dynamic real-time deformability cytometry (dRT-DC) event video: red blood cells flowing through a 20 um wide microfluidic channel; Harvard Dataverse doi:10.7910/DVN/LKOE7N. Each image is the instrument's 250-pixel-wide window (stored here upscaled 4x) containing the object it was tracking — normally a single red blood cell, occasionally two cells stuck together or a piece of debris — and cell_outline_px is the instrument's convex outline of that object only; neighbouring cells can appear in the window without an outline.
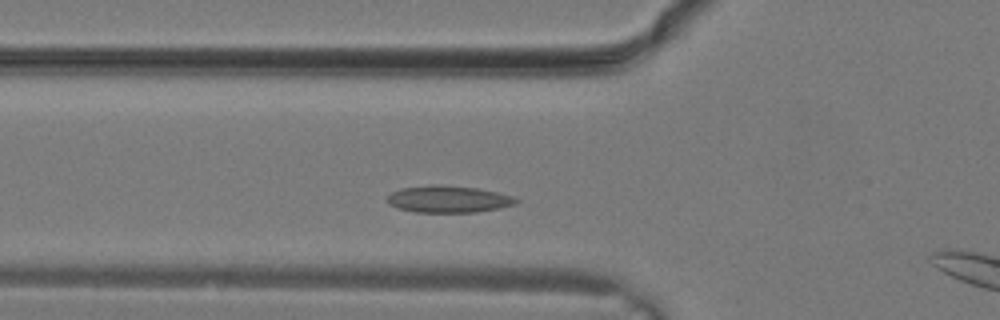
{"species": "common noctule bat (a hibernating species)", "species_latin": "Nyctalus noctula", "temperature_condition": "warm", "stored_images_in_passage": 24, "camera_frame_rate_fps": 3000, "um_per_image_px": 0.085, "animal": {"sex": "male", "body_mass_g": 19.2, "forearm_length_mm": 51.8}, "frame": {"image": 1, "passage_image": 4, "time_ms": 1.0, "image_size_px": [1000, 320], "cell_outline_px": [[520, 200], [516, 204], [500, 208], [476, 212], [416, 212], [396, 208], [388, 204], [384, 200], [392, 192], [400, 188], [436, 184], [476, 188], [496, 192], [512, 196]], "centroid_in_image_um": [38.08, 16.93], "position_along_channel_um": 87.7, "area_um2": 20.29}}
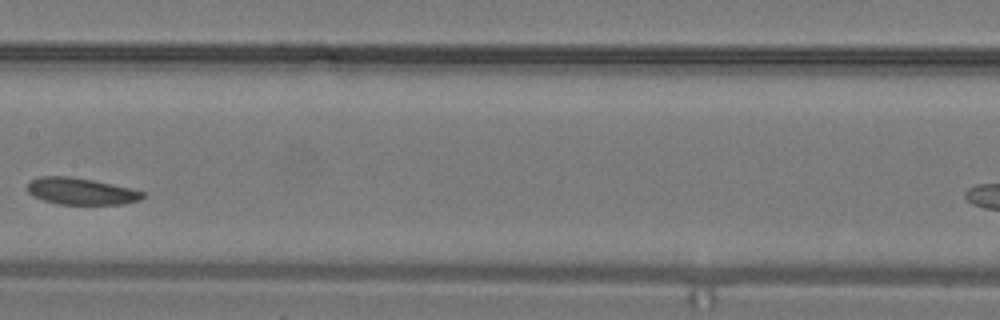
{"frame": {"image": 2, "passage_image": 9, "time_ms": 2.667, "image_size_px": [1000, 320], "cell_outline_px": [[144, 196], [140, 200], [124, 204], [56, 204], [32, 196], [24, 188], [32, 180], [40, 176], [68, 176], [92, 180], [132, 188], [144, 192]], "centroid_in_image_um": [6.86, 16.26], "position_along_channel_um": 200.5, "area_um2": 18.03}}
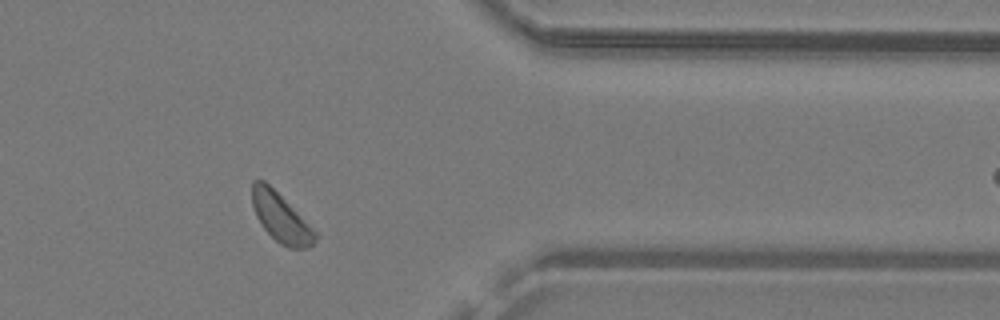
{"frame": {"image": 3, "passage_image": 18, "time_ms": 5.667, "image_size_px": [1000, 320], "cell_outline_px": [[316, 240], [312, 244], [304, 248], [288, 248], [280, 244], [264, 228], [256, 216], [252, 204], [252, 180], [264, 180], [316, 232]], "centroid_in_image_um": [23.83, 18.51], "position_along_channel_um": 387.6, "area_um2": 17.28}}